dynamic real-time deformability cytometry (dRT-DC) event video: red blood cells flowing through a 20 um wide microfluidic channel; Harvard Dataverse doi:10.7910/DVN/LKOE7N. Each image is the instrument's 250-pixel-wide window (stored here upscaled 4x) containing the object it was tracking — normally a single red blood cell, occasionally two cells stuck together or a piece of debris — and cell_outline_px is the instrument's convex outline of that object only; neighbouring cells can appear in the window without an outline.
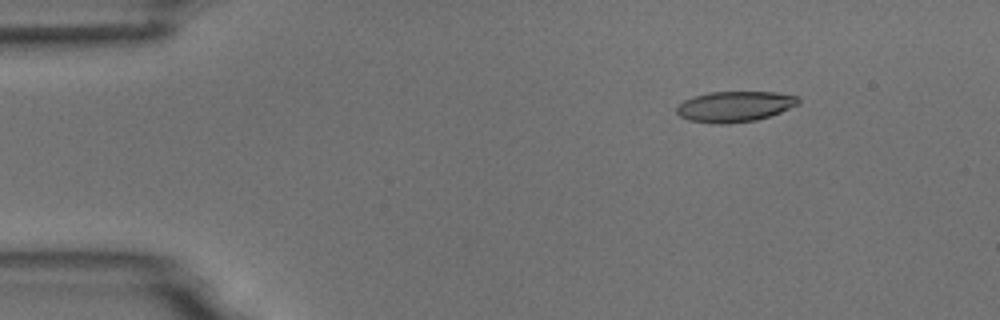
{"species": "common noctule bat (a hibernating species)", "species_latin": "Nyctalus noctula", "temperature_condition": "room temperature", "stored_images_in_passage": 5, "camera_frame_rate_fps": 3000, "um_per_image_px": 0.085, "animal": {"sex": "male", "body_mass_g": 18.8}, "frame": {"image": 1, "passage_image": 2, "time_ms": 1.333, "image_size_px": [1000, 320], "cell_outline_px": [[800, 104], [780, 112], [756, 120], [728, 124], [716, 124], [688, 120], [680, 116], [676, 112], [676, 108], [684, 100], [692, 96], [708, 92], [776, 92], [796, 96], [800, 100]], "centroid_in_image_um": [62.44, 9.05], "position_along_channel_um": 22.6, "area_um2": 21.79}}
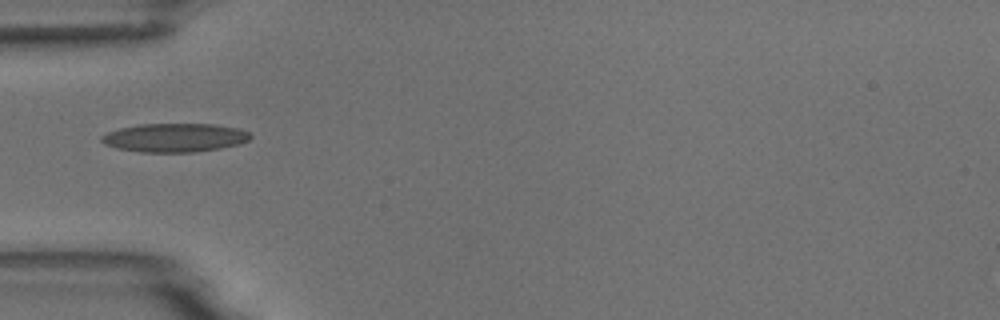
{"frame": {"image": 2, "passage_image": 5, "time_ms": 4.667, "image_size_px": [1000, 320], "cell_outline_px": [[252, 136], [248, 140], [240, 144], [220, 148], [192, 152], [140, 152], [116, 148], [104, 144], [100, 140], [100, 136], [108, 132], [120, 128], [140, 124], [212, 124], [240, 128], [248, 132]], "centroid_in_image_um": [14.84, 11.7], "position_along_channel_um": 70.2, "area_um2": 24.91}}